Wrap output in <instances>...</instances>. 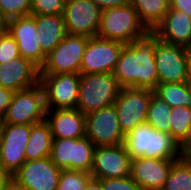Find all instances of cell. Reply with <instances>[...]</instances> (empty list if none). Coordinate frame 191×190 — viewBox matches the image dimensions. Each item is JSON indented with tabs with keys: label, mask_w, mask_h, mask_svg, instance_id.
Here are the masks:
<instances>
[{
	"label": "cell",
	"mask_w": 191,
	"mask_h": 190,
	"mask_svg": "<svg viewBox=\"0 0 191 190\" xmlns=\"http://www.w3.org/2000/svg\"><path fill=\"white\" fill-rule=\"evenodd\" d=\"M148 29L141 22L131 3L123 7H111L101 12L98 37L130 44L144 35Z\"/></svg>",
	"instance_id": "4"
},
{
	"label": "cell",
	"mask_w": 191,
	"mask_h": 190,
	"mask_svg": "<svg viewBox=\"0 0 191 190\" xmlns=\"http://www.w3.org/2000/svg\"><path fill=\"white\" fill-rule=\"evenodd\" d=\"M170 114L171 107L169 104L153 93L149 109L147 111L146 122L155 130L170 134Z\"/></svg>",
	"instance_id": "28"
},
{
	"label": "cell",
	"mask_w": 191,
	"mask_h": 190,
	"mask_svg": "<svg viewBox=\"0 0 191 190\" xmlns=\"http://www.w3.org/2000/svg\"><path fill=\"white\" fill-rule=\"evenodd\" d=\"M126 44L98 36L88 39L80 67V74L113 73Z\"/></svg>",
	"instance_id": "10"
},
{
	"label": "cell",
	"mask_w": 191,
	"mask_h": 190,
	"mask_svg": "<svg viewBox=\"0 0 191 190\" xmlns=\"http://www.w3.org/2000/svg\"><path fill=\"white\" fill-rule=\"evenodd\" d=\"M17 57H20L17 42L5 29L0 35V64L10 63Z\"/></svg>",
	"instance_id": "32"
},
{
	"label": "cell",
	"mask_w": 191,
	"mask_h": 190,
	"mask_svg": "<svg viewBox=\"0 0 191 190\" xmlns=\"http://www.w3.org/2000/svg\"><path fill=\"white\" fill-rule=\"evenodd\" d=\"M13 184L12 174L0 163V190H6Z\"/></svg>",
	"instance_id": "36"
},
{
	"label": "cell",
	"mask_w": 191,
	"mask_h": 190,
	"mask_svg": "<svg viewBox=\"0 0 191 190\" xmlns=\"http://www.w3.org/2000/svg\"><path fill=\"white\" fill-rule=\"evenodd\" d=\"M113 73L79 74V91L76 109L83 114L111 106L120 92Z\"/></svg>",
	"instance_id": "3"
},
{
	"label": "cell",
	"mask_w": 191,
	"mask_h": 190,
	"mask_svg": "<svg viewBox=\"0 0 191 190\" xmlns=\"http://www.w3.org/2000/svg\"><path fill=\"white\" fill-rule=\"evenodd\" d=\"M6 30L15 39L21 57L30 60L39 69L46 55L37 40L36 19L34 15L21 16L6 22Z\"/></svg>",
	"instance_id": "16"
},
{
	"label": "cell",
	"mask_w": 191,
	"mask_h": 190,
	"mask_svg": "<svg viewBox=\"0 0 191 190\" xmlns=\"http://www.w3.org/2000/svg\"><path fill=\"white\" fill-rule=\"evenodd\" d=\"M95 147L87 136L53 138L50 158L61 170L84 171L91 174Z\"/></svg>",
	"instance_id": "5"
},
{
	"label": "cell",
	"mask_w": 191,
	"mask_h": 190,
	"mask_svg": "<svg viewBox=\"0 0 191 190\" xmlns=\"http://www.w3.org/2000/svg\"><path fill=\"white\" fill-rule=\"evenodd\" d=\"M37 40L42 52L47 56L65 37V23L62 14L34 15Z\"/></svg>",
	"instance_id": "22"
},
{
	"label": "cell",
	"mask_w": 191,
	"mask_h": 190,
	"mask_svg": "<svg viewBox=\"0 0 191 190\" xmlns=\"http://www.w3.org/2000/svg\"><path fill=\"white\" fill-rule=\"evenodd\" d=\"M31 125L0 124V163L12 175L25 163Z\"/></svg>",
	"instance_id": "15"
},
{
	"label": "cell",
	"mask_w": 191,
	"mask_h": 190,
	"mask_svg": "<svg viewBox=\"0 0 191 190\" xmlns=\"http://www.w3.org/2000/svg\"><path fill=\"white\" fill-rule=\"evenodd\" d=\"M31 0H0V19L8 20L30 15Z\"/></svg>",
	"instance_id": "30"
},
{
	"label": "cell",
	"mask_w": 191,
	"mask_h": 190,
	"mask_svg": "<svg viewBox=\"0 0 191 190\" xmlns=\"http://www.w3.org/2000/svg\"><path fill=\"white\" fill-rule=\"evenodd\" d=\"M175 160L134 158L131 160L130 177L142 190H162Z\"/></svg>",
	"instance_id": "18"
},
{
	"label": "cell",
	"mask_w": 191,
	"mask_h": 190,
	"mask_svg": "<svg viewBox=\"0 0 191 190\" xmlns=\"http://www.w3.org/2000/svg\"><path fill=\"white\" fill-rule=\"evenodd\" d=\"M124 145L131 159L148 157L179 159L184 150L171 134L155 130L147 122L138 125L125 135Z\"/></svg>",
	"instance_id": "2"
},
{
	"label": "cell",
	"mask_w": 191,
	"mask_h": 190,
	"mask_svg": "<svg viewBox=\"0 0 191 190\" xmlns=\"http://www.w3.org/2000/svg\"><path fill=\"white\" fill-rule=\"evenodd\" d=\"M158 83L188 82L186 47L159 41L155 49Z\"/></svg>",
	"instance_id": "17"
},
{
	"label": "cell",
	"mask_w": 191,
	"mask_h": 190,
	"mask_svg": "<svg viewBox=\"0 0 191 190\" xmlns=\"http://www.w3.org/2000/svg\"><path fill=\"white\" fill-rule=\"evenodd\" d=\"M154 90L140 88H121L113 104L121 130L126 135L138 125L146 122L147 111Z\"/></svg>",
	"instance_id": "8"
},
{
	"label": "cell",
	"mask_w": 191,
	"mask_h": 190,
	"mask_svg": "<svg viewBox=\"0 0 191 190\" xmlns=\"http://www.w3.org/2000/svg\"><path fill=\"white\" fill-rule=\"evenodd\" d=\"M139 19L148 30H154L170 7L169 0H130Z\"/></svg>",
	"instance_id": "24"
},
{
	"label": "cell",
	"mask_w": 191,
	"mask_h": 190,
	"mask_svg": "<svg viewBox=\"0 0 191 190\" xmlns=\"http://www.w3.org/2000/svg\"><path fill=\"white\" fill-rule=\"evenodd\" d=\"M101 8L91 0H65L63 19L67 34L94 37L97 35Z\"/></svg>",
	"instance_id": "14"
},
{
	"label": "cell",
	"mask_w": 191,
	"mask_h": 190,
	"mask_svg": "<svg viewBox=\"0 0 191 190\" xmlns=\"http://www.w3.org/2000/svg\"><path fill=\"white\" fill-rule=\"evenodd\" d=\"M184 156H191V141L184 149Z\"/></svg>",
	"instance_id": "40"
},
{
	"label": "cell",
	"mask_w": 191,
	"mask_h": 190,
	"mask_svg": "<svg viewBox=\"0 0 191 190\" xmlns=\"http://www.w3.org/2000/svg\"><path fill=\"white\" fill-rule=\"evenodd\" d=\"M46 109H74L77 106L79 74H39Z\"/></svg>",
	"instance_id": "9"
},
{
	"label": "cell",
	"mask_w": 191,
	"mask_h": 190,
	"mask_svg": "<svg viewBox=\"0 0 191 190\" xmlns=\"http://www.w3.org/2000/svg\"><path fill=\"white\" fill-rule=\"evenodd\" d=\"M65 0H31V15L63 14Z\"/></svg>",
	"instance_id": "31"
},
{
	"label": "cell",
	"mask_w": 191,
	"mask_h": 190,
	"mask_svg": "<svg viewBox=\"0 0 191 190\" xmlns=\"http://www.w3.org/2000/svg\"><path fill=\"white\" fill-rule=\"evenodd\" d=\"M170 8L184 11L191 18V0H169Z\"/></svg>",
	"instance_id": "37"
},
{
	"label": "cell",
	"mask_w": 191,
	"mask_h": 190,
	"mask_svg": "<svg viewBox=\"0 0 191 190\" xmlns=\"http://www.w3.org/2000/svg\"><path fill=\"white\" fill-rule=\"evenodd\" d=\"M102 190H142L129 176L119 179H100Z\"/></svg>",
	"instance_id": "33"
},
{
	"label": "cell",
	"mask_w": 191,
	"mask_h": 190,
	"mask_svg": "<svg viewBox=\"0 0 191 190\" xmlns=\"http://www.w3.org/2000/svg\"><path fill=\"white\" fill-rule=\"evenodd\" d=\"M170 134L184 150L191 141V108L176 106L169 116Z\"/></svg>",
	"instance_id": "25"
},
{
	"label": "cell",
	"mask_w": 191,
	"mask_h": 190,
	"mask_svg": "<svg viewBox=\"0 0 191 190\" xmlns=\"http://www.w3.org/2000/svg\"><path fill=\"white\" fill-rule=\"evenodd\" d=\"M159 41V36L148 30L123 47L113 70L121 88L155 89L158 84L155 49Z\"/></svg>",
	"instance_id": "1"
},
{
	"label": "cell",
	"mask_w": 191,
	"mask_h": 190,
	"mask_svg": "<svg viewBox=\"0 0 191 190\" xmlns=\"http://www.w3.org/2000/svg\"><path fill=\"white\" fill-rule=\"evenodd\" d=\"M60 173L50 156L25 161L12 175L13 185L21 190H56Z\"/></svg>",
	"instance_id": "11"
},
{
	"label": "cell",
	"mask_w": 191,
	"mask_h": 190,
	"mask_svg": "<svg viewBox=\"0 0 191 190\" xmlns=\"http://www.w3.org/2000/svg\"><path fill=\"white\" fill-rule=\"evenodd\" d=\"M92 178L90 173L75 170H61L56 190H84Z\"/></svg>",
	"instance_id": "29"
},
{
	"label": "cell",
	"mask_w": 191,
	"mask_h": 190,
	"mask_svg": "<svg viewBox=\"0 0 191 190\" xmlns=\"http://www.w3.org/2000/svg\"><path fill=\"white\" fill-rule=\"evenodd\" d=\"M6 23L0 19V35L5 31Z\"/></svg>",
	"instance_id": "41"
},
{
	"label": "cell",
	"mask_w": 191,
	"mask_h": 190,
	"mask_svg": "<svg viewBox=\"0 0 191 190\" xmlns=\"http://www.w3.org/2000/svg\"><path fill=\"white\" fill-rule=\"evenodd\" d=\"M188 85H189V90L191 92V81L188 82Z\"/></svg>",
	"instance_id": "43"
},
{
	"label": "cell",
	"mask_w": 191,
	"mask_h": 190,
	"mask_svg": "<svg viewBox=\"0 0 191 190\" xmlns=\"http://www.w3.org/2000/svg\"><path fill=\"white\" fill-rule=\"evenodd\" d=\"M162 190H191V160L184 155L175 160Z\"/></svg>",
	"instance_id": "27"
},
{
	"label": "cell",
	"mask_w": 191,
	"mask_h": 190,
	"mask_svg": "<svg viewBox=\"0 0 191 190\" xmlns=\"http://www.w3.org/2000/svg\"><path fill=\"white\" fill-rule=\"evenodd\" d=\"M84 190H102L101 182L98 179L91 178Z\"/></svg>",
	"instance_id": "38"
},
{
	"label": "cell",
	"mask_w": 191,
	"mask_h": 190,
	"mask_svg": "<svg viewBox=\"0 0 191 190\" xmlns=\"http://www.w3.org/2000/svg\"><path fill=\"white\" fill-rule=\"evenodd\" d=\"M39 82V68L30 60L17 57L10 63L0 64V86L14 92L36 85Z\"/></svg>",
	"instance_id": "19"
},
{
	"label": "cell",
	"mask_w": 191,
	"mask_h": 190,
	"mask_svg": "<svg viewBox=\"0 0 191 190\" xmlns=\"http://www.w3.org/2000/svg\"><path fill=\"white\" fill-rule=\"evenodd\" d=\"M131 157L123 144L96 146L91 175L95 179H119L130 176Z\"/></svg>",
	"instance_id": "13"
},
{
	"label": "cell",
	"mask_w": 191,
	"mask_h": 190,
	"mask_svg": "<svg viewBox=\"0 0 191 190\" xmlns=\"http://www.w3.org/2000/svg\"><path fill=\"white\" fill-rule=\"evenodd\" d=\"M13 95L14 91L0 86V119L10 105Z\"/></svg>",
	"instance_id": "34"
},
{
	"label": "cell",
	"mask_w": 191,
	"mask_h": 190,
	"mask_svg": "<svg viewBox=\"0 0 191 190\" xmlns=\"http://www.w3.org/2000/svg\"><path fill=\"white\" fill-rule=\"evenodd\" d=\"M154 93L168 103L171 108L176 106L191 108V92L188 82L158 83Z\"/></svg>",
	"instance_id": "26"
},
{
	"label": "cell",
	"mask_w": 191,
	"mask_h": 190,
	"mask_svg": "<svg viewBox=\"0 0 191 190\" xmlns=\"http://www.w3.org/2000/svg\"><path fill=\"white\" fill-rule=\"evenodd\" d=\"M46 117V106L42 85L14 92L11 103L0 119V124L31 125Z\"/></svg>",
	"instance_id": "6"
},
{
	"label": "cell",
	"mask_w": 191,
	"mask_h": 190,
	"mask_svg": "<svg viewBox=\"0 0 191 190\" xmlns=\"http://www.w3.org/2000/svg\"><path fill=\"white\" fill-rule=\"evenodd\" d=\"M53 136L46 120L31 124V132L25 148L26 161L50 156Z\"/></svg>",
	"instance_id": "23"
},
{
	"label": "cell",
	"mask_w": 191,
	"mask_h": 190,
	"mask_svg": "<svg viewBox=\"0 0 191 190\" xmlns=\"http://www.w3.org/2000/svg\"><path fill=\"white\" fill-rule=\"evenodd\" d=\"M6 190H21V189L15 187V186L12 184V185H11L8 189H6Z\"/></svg>",
	"instance_id": "42"
},
{
	"label": "cell",
	"mask_w": 191,
	"mask_h": 190,
	"mask_svg": "<svg viewBox=\"0 0 191 190\" xmlns=\"http://www.w3.org/2000/svg\"><path fill=\"white\" fill-rule=\"evenodd\" d=\"M187 55V81H191V46L186 48Z\"/></svg>",
	"instance_id": "39"
},
{
	"label": "cell",
	"mask_w": 191,
	"mask_h": 190,
	"mask_svg": "<svg viewBox=\"0 0 191 190\" xmlns=\"http://www.w3.org/2000/svg\"><path fill=\"white\" fill-rule=\"evenodd\" d=\"M93 1L101 10H106L111 7H123L130 3V0H91Z\"/></svg>",
	"instance_id": "35"
},
{
	"label": "cell",
	"mask_w": 191,
	"mask_h": 190,
	"mask_svg": "<svg viewBox=\"0 0 191 190\" xmlns=\"http://www.w3.org/2000/svg\"><path fill=\"white\" fill-rule=\"evenodd\" d=\"M85 129L86 136L95 146L124 143L125 135L121 130L114 105L86 114Z\"/></svg>",
	"instance_id": "12"
},
{
	"label": "cell",
	"mask_w": 191,
	"mask_h": 190,
	"mask_svg": "<svg viewBox=\"0 0 191 190\" xmlns=\"http://www.w3.org/2000/svg\"><path fill=\"white\" fill-rule=\"evenodd\" d=\"M89 37L66 34L62 41L46 56L39 74H80L82 57Z\"/></svg>",
	"instance_id": "7"
},
{
	"label": "cell",
	"mask_w": 191,
	"mask_h": 190,
	"mask_svg": "<svg viewBox=\"0 0 191 190\" xmlns=\"http://www.w3.org/2000/svg\"><path fill=\"white\" fill-rule=\"evenodd\" d=\"M168 44L191 46V18L184 12L169 7L163 20L153 30Z\"/></svg>",
	"instance_id": "21"
},
{
	"label": "cell",
	"mask_w": 191,
	"mask_h": 190,
	"mask_svg": "<svg viewBox=\"0 0 191 190\" xmlns=\"http://www.w3.org/2000/svg\"><path fill=\"white\" fill-rule=\"evenodd\" d=\"M45 120L50 126L53 138H82L86 136L85 114L76 108L46 109Z\"/></svg>",
	"instance_id": "20"
}]
</instances>
